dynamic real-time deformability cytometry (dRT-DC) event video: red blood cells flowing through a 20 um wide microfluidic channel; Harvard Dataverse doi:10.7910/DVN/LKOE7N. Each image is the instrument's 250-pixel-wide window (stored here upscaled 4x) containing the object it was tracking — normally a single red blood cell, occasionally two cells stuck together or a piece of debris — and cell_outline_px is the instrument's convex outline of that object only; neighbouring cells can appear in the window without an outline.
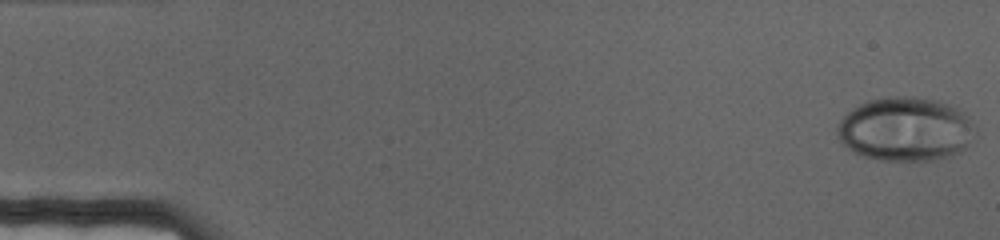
{"species": "human", "species_latin": "Homo sapiens", "temperature_condition": "cold", "stored_images_in_passage": 70, "camera_frame_rate_fps": 3000, "um_per_image_px": 0.085, "donor": {"sex": "female"}, "frame": {"image": 1, "passage_image": 1, "time_ms": 0.0, "image_size_px": [1000, 240], "cell_outline_px": [[976, 132], [968, 144], [960, 152], [948, 156], [932, 160], [880, 160], [864, 156], [852, 152], [836, 136], [836, 124], [848, 112], [860, 104], [868, 100], [888, 96], [912, 96], [940, 100], [964, 112], [976, 128]], "centroid_in_image_um": [76.95, 10.97], "position_along_channel_um": 8.0, "area_um2": 51.62}}
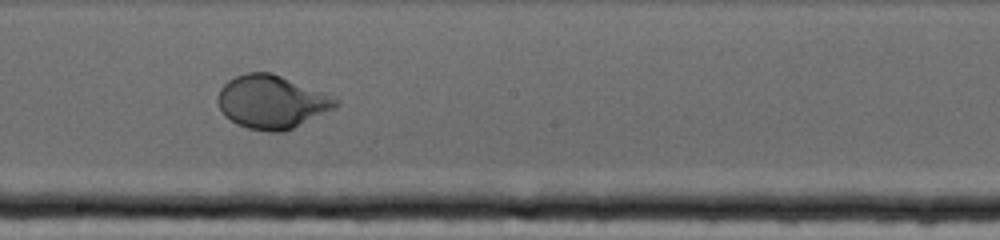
{"frame": {"image": 2, "passage_image": 39, "time_ms": 12.667, "image_size_px": [1000, 240], "cell_outline_px": [[340, 104], [336, 108], [284, 132], [268, 132], [248, 128], [236, 124], [224, 116], [216, 100], [220, 88], [228, 80], [244, 72], [272, 72], [332, 96], [340, 100]], "centroid_in_image_um": [23.08, 8.66], "position_along_channel_um": 225.1, "area_um2": 36.76}}
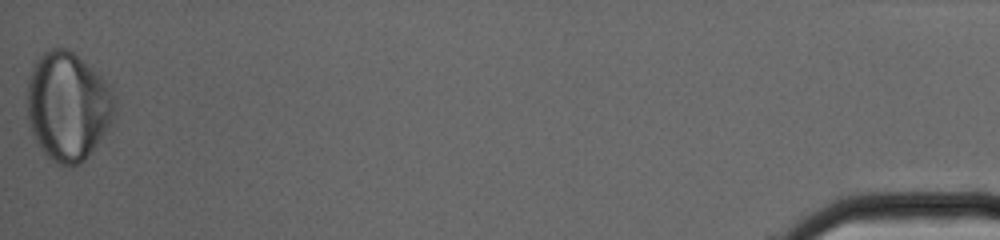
{"frame": {"image": 3, "passage_image": 70, "time_ms": 23.0, "image_size_px": [1000, 240], "cell_outline_px": [[116, 108], [112, 120], [108, 128], [84, 160], [76, 164], [56, 164], [44, 152], [36, 140], [32, 132], [28, 120], [28, 76], [36, 60], [48, 48], [68, 48], [92, 68], [112, 88], [116, 100]], "centroid_in_image_um": [5.77, 8.99], "position_along_channel_um": 429.4, "area_um2": 55.03}}